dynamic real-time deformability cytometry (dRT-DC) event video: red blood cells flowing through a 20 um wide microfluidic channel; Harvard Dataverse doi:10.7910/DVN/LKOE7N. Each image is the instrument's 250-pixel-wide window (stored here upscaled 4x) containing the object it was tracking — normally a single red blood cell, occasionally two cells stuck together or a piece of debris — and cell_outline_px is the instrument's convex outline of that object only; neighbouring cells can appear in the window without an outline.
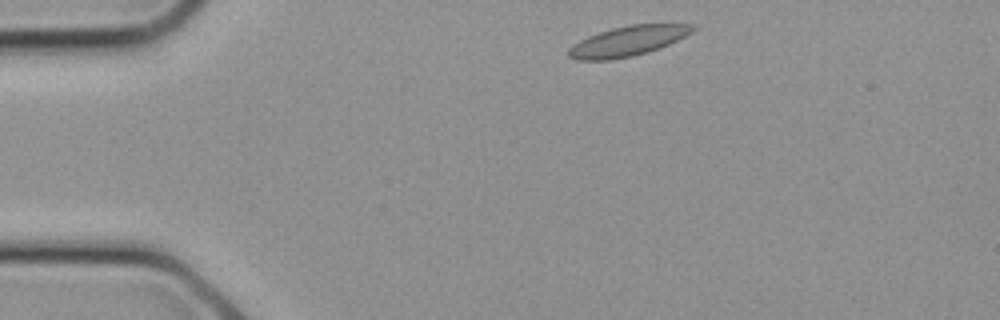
{"species": "common noctule bat (a hibernating species)", "species_latin": "Nyctalus noctula", "temperature_condition": "cold", "stored_images_in_passage": 4, "camera_frame_rate_fps": 3000, "um_per_image_px": 0.085, "animal": {"sex": "female", "body_mass_g": 21.9}, "frame": {"image": 1, "passage_image": 1, "time_ms": 0.0, "image_size_px": [1000, 320], "cell_outline_px": [[696, 28], [692, 32], [668, 44], [648, 52], [632, 56], [612, 60], [576, 60], [568, 56], [568, 48], [572, 44], [588, 36], [612, 28], [628, 24], [692, 24]], "centroid_in_image_um": [53.32, 3.49], "position_along_channel_um": 31.7, "area_um2": 21.62}}